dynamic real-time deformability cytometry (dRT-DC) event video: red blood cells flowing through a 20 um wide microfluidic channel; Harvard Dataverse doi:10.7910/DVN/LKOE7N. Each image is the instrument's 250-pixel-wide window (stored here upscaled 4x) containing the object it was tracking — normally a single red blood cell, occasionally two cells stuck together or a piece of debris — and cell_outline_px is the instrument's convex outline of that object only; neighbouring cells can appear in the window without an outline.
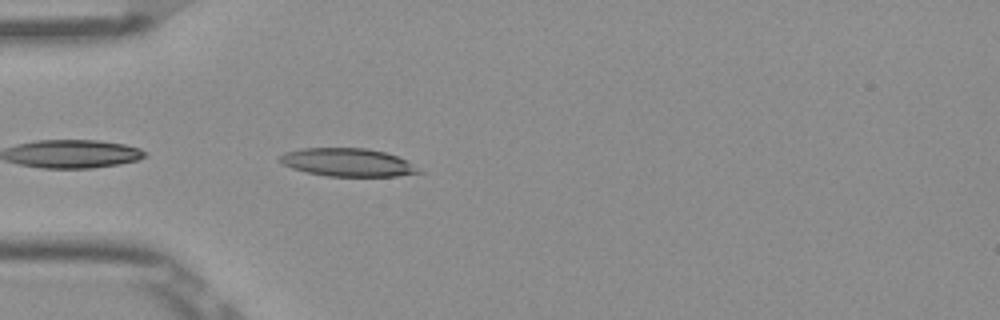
{"species": "Egyptian fruit bat (a non-hibernating species)", "species_latin": "Rousettus aegyptiacus", "temperature_condition": "room temperature", "stored_images_in_passage": 39, "camera_frame_rate_fps": 3000, "um_per_image_px": 0.085, "frame": {"image": 1, "passage_image": 2, "time_ms": 0.333, "image_size_px": [1000, 320], "cell_outline_px": [[424, 172], [396, 176], [328, 176], [308, 172], [292, 168], [284, 164], [276, 156], [284, 152], [304, 148], [364, 148], [384, 152], [396, 156], [404, 160]], "centroid_in_image_um": [29.5, 13.8], "position_along_channel_um": 55.5, "area_um2": 22.43}}
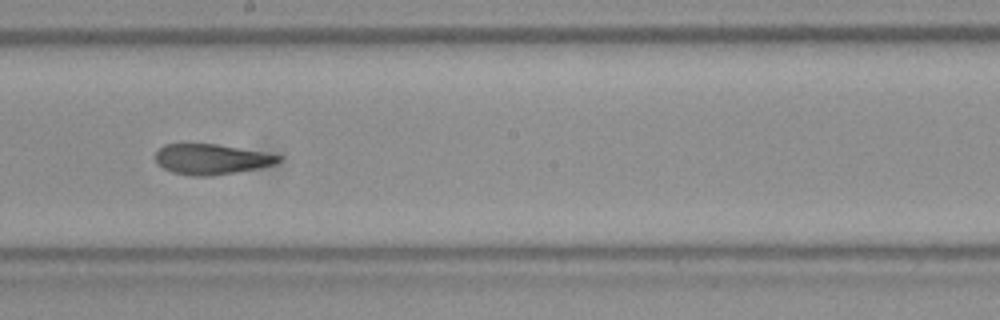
{"frame": {"image": 2, "passage_image": 16, "time_ms": 5.0, "image_size_px": [1000, 320], "cell_outline_px": [[280, 160], [272, 164], [260, 168], [212, 176], [192, 176], [172, 172], [156, 164], [156, 152], [164, 144], [216, 144], [260, 152], [280, 156]], "centroid_in_image_um": [17.9, 13.54], "position_along_channel_um": 230.3, "area_um2": 21.44}}
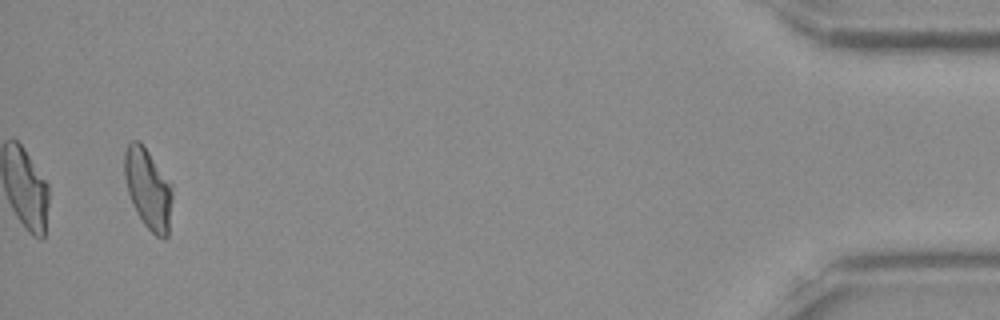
{"frame": {"image": 3, "passage_image": 37, "time_ms": 12.0, "image_size_px": [1000, 320], "cell_outline_px": [[172, 200], [168, 236], [164, 240], [156, 236], [144, 224], [136, 212], [132, 204], [128, 192], [124, 176], [124, 152], [128, 144], [132, 140], [140, 140], [172, 184]], "centroid_in_image_um": [12.59, 16.04], "position_along_channel_um": 422.6, "area_um2": 22.6}, "authors_computed_cell_mechanics": {"area_um2": 22.4842, "velocity_mm_per_s": 3.8853, "shape_relaxation_time_tau1_ms": null, "shape_relaxation_time_tau2_ms": 2.6988, "deformation_change_tau1": null, "deformation_change_tau2": 0.1101}}